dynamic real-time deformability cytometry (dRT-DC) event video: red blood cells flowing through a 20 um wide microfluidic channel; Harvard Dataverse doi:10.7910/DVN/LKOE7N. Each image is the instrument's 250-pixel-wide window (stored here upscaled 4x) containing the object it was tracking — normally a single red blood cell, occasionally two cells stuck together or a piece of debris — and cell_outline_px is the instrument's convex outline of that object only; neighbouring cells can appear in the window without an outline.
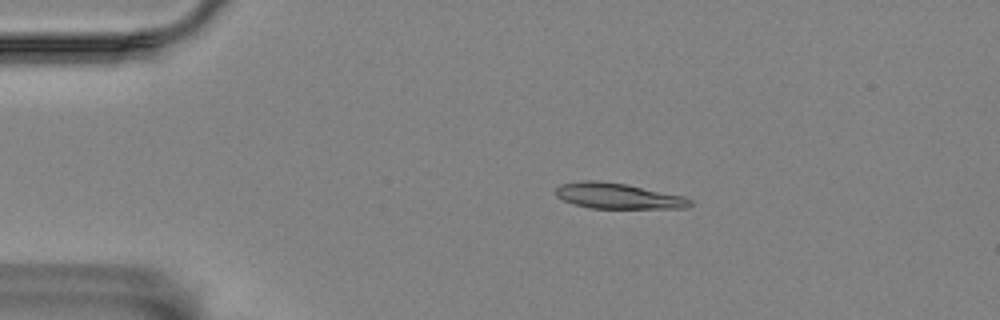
{"species": "Egyptian fruit bat (a non-hibernating species)", "species_latin": "Rousettus aegyptiacus", "temperature_condition": "room temperature", "stored_images_in_passage": 6, "camera_frame_rate_fps": 3000, "um_per_image_px": 0.085, "animal": {"sex": "female"}, "frame": {"image": 1, "passage_image": 1, "time_ms": 0.0, "image_size_px": [1000, 320], "cell_outline_px": [[692, 204], [688, 208], [588, 208], [564, 200], [556, 196], [556, 188], [560, 184], [584, 180], [596, 180], [628, 184], [684, 196], [692, 200]], "centroid_in_image_um": [52.55, 16.65], "position_along_channel_um": 32.4, "area_um2": 20.11}}
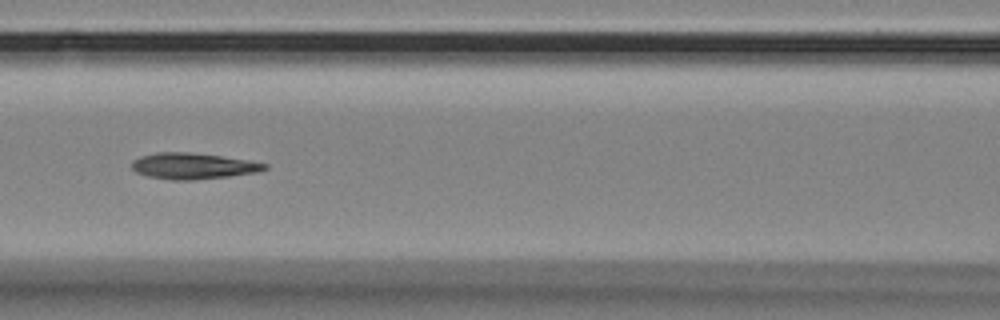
{"frame": {"image": 2, "passage_image": 5, "time_ms": 4.667, "image_size_px": [1000, 320], "cell_outline_px": [[268, 168], [256, 172], [228, 176], [192, 180], [168, 180], [148, 176], [136, 172], [132, 168], [132, 160], [140, 156], [156, 152], [188, 152], [220, 156], [248, 160], [268, 164]], "centroid_in_image_um": [16.37, 14.11], "position_along_channel_um": 150.2, "area_um2": 20.11}}
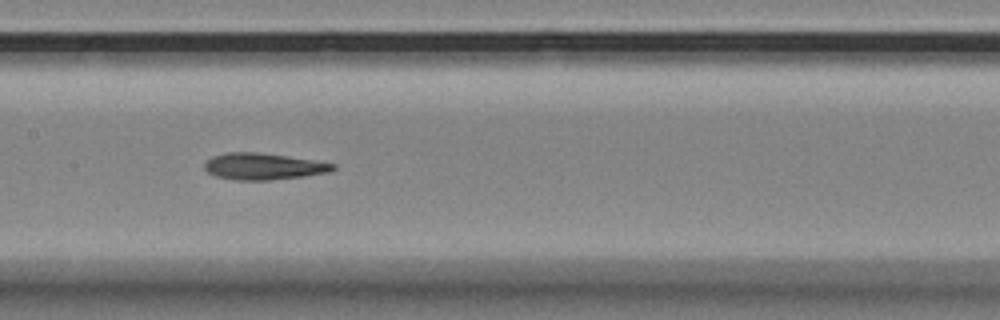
{"frame": {"image": 3, "passage_image": 6, "time_ms": 5.667, "image_size_px": [1000, 320], "cell_outline_px": [[336, 168], [328, 172], [304, 176], [272, 180], [236, 180], [216, 176], [208, 172], [204, 168], [204, 164], [212, 156], [228, 152], [256, 152], [312, 160], [336, 164]], "centroid_in_image_um": [22.37, 14.15], "position_along_channel_um": 185.0, "area_um2": 19.65}}